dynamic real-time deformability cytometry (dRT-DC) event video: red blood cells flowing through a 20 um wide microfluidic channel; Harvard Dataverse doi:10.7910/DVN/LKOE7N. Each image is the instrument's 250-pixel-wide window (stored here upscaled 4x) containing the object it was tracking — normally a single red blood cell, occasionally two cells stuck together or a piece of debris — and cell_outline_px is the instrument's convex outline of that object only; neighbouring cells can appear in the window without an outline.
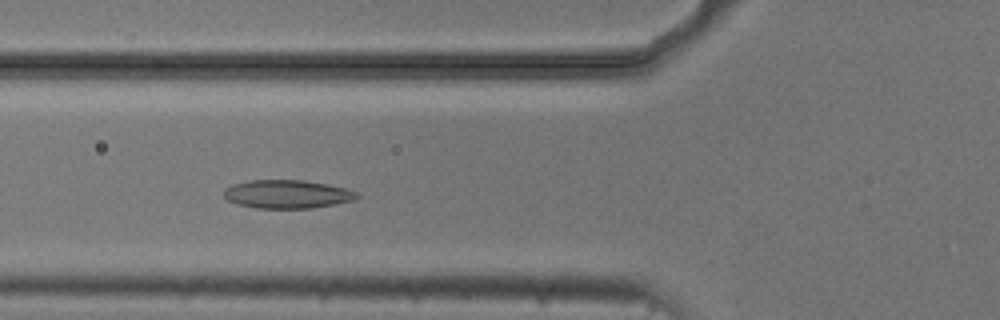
{"species": "common noctule bat (a hibernating species)", "species_latin": "Nyctalus noctula", "temperature_condition": "cold", "stored_images_in_passage": 53, "camera_frame_rate_fps": 3000, "um_per_image_px": 0.085, "animal": {"sex": "male", "body_mass_g": 20.5, "forearm_length_mm": 52.5}, "frame": {"image": 1, "passage_image": 19, "time_ms": 6.0, "image_size_px": [1000, 320], "cell_outline_px": [[360, 196], [356, 200], [336, 204], [312, 208], [256, 208], [236, 204], [228, 200], [224, 196], [224, 188], [232, 184], [248, 180], [304, 180], [328, 184], [348, 188], [356, 192]], "centroid_in_image_um": [24.43, 16.5], "position_along_channel_um": 101.4, "area_um2": 22.31}}
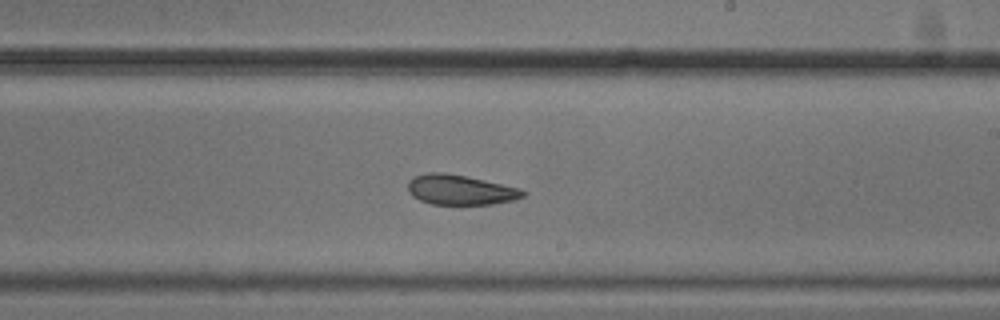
{"frame": {"image": 2, "passage_image": 31, "time_ms": 10.0, "image_size_px": [1000, 320], "cell_outline_px": [[528, 192], [524, 196], [512, 200], [492, 204], [432, 204], [420, 200], [412, 196], [408, 192], [408, 180], [412, 176], [428, 172], [444, 172], [464, 176], [520, 188]], "centroid_in_image_um": [39.08, 16.13], "position_along_channel_um": 249.9, "area_um2": 20.06}}
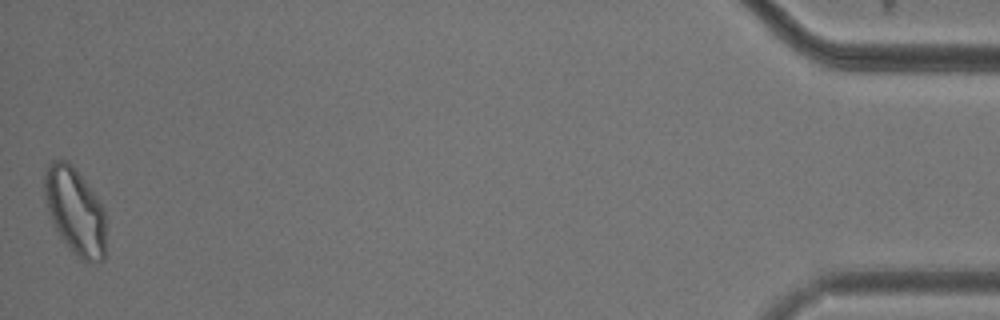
{"frame": {"image": 3, "passage_image": 53, "time_ms": 17.333, "image_size_px": [1000, 320], "cell_outline_px": [[104, 260], [84, 260], [76, 256], [60, 236], [56, 228], [48, 208], [44, 196], [44, 168], [52, 160], [68, 160], [72, 164], [84, 180], [104, 208]], "centroid_in_image_um": [6.35, 17.88], "position_along_channel_um": 428.8, "area_um2": 30.46}, "authors_computed_cell_mechanics": {"area_um2": 22.7732, "velocity_mm_per_s": 3.7053, "shape_relaxation_time_tau1_ms": 9.4882, "shape_relaxation_time_tau2_ms": 2.4045, "deformation_change_tau1": 0.1545, "deformation_change_tau2": 0.0659}}